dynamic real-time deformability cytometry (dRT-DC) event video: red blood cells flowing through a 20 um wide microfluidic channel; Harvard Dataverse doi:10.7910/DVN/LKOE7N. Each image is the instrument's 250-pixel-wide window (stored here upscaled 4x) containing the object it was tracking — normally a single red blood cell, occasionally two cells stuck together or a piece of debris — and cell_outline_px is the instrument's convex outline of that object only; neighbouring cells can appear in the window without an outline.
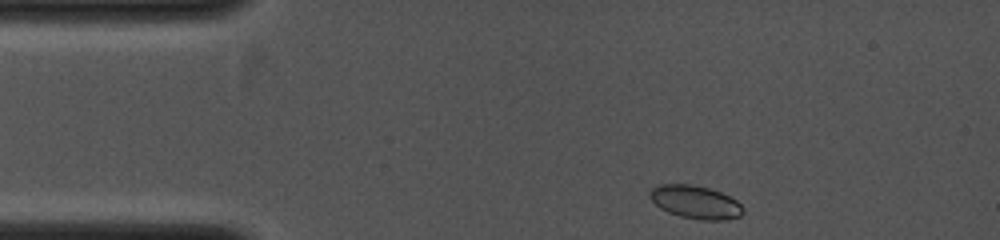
{"species": "common noctule bat (a hibernating species)", "species_latin": "Nyctalus noctula", "temperature_condition": "cold", "stored_images_in_passage": 9, "camera_frame_rate_fps": 4000, "um_per_image_px": 0.085, "animal": {"sex": "female", "body_mass_g": 19.0, "forearm_length_mm": 53.3}, "frame": {"image": 1, "passage_image": 1, "time_ms": 0.0, "image_size_px": [1000, 240], "cell_outline_px": [[744, 212], [740, 216], [724, 220], [700, 220], [680, 216], [668, 212], [660, 208], [648, 196], [648, 192], [652, 188], [660, 184], [692, 184], [708, 188], [720, 192], [736, 200], [744, 208]], "centroid_in_image_um": [59.1, 17.18], "position_along_channel_um": 25.9, "area_um2": 18.03}}
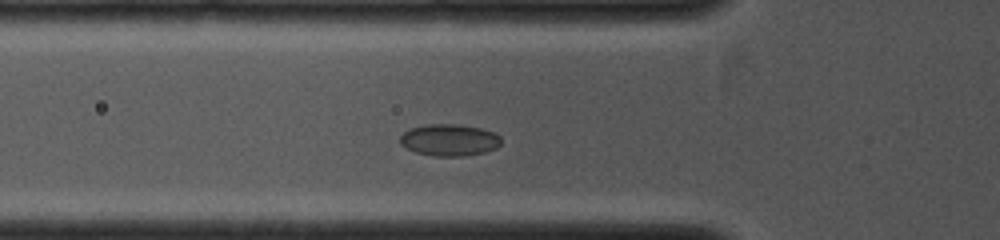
{"frame": {"image": 2, "passage_image": 9, "time_ms": 2.25, "image_size_px": [1000, 240], "cell_outline_px": [[500, 144], [496, 148], [484, 152], [464, 156], [436, 156], [416, 152], [400, 144], [400, 136], [404, 132], [412, 128], [428, 124], [456, 124], [480, 128], [492, 132], [500, 136]], "centroid_in_image_um": [38.19, 11.9], "position_along_channel_um": 87.6, "area_um2": 18.5}}